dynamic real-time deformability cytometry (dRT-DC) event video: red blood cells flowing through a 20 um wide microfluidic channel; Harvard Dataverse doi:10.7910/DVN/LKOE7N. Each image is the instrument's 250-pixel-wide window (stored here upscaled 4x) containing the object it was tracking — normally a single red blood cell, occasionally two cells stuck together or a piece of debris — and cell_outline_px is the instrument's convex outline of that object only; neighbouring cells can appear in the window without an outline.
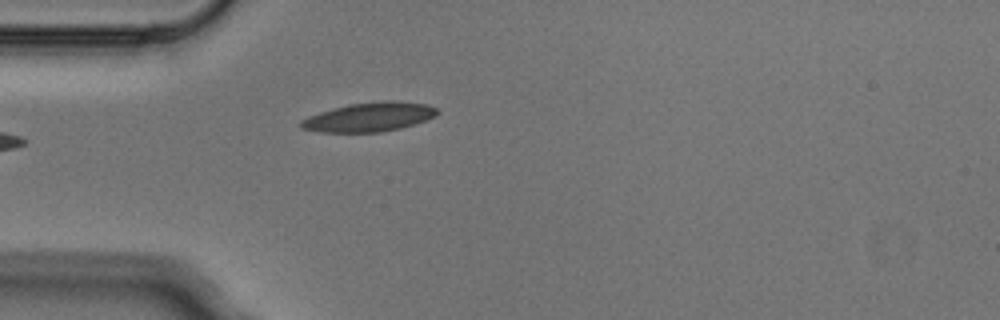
{"species": "Egyptian fruit bat (a non-hibernating species)", "species_latin": "Rousettus aegyptiacus", "temperature_condition": "cold", "stored_images_in_passage": 4, "camera_frame_rate_fps": 3000, "um_per_image_px": 0.085, "animal": {"sex": "male"}, "frame": {"image": 1, "passage_image": 4, "time_ms": 1.0, "image_size_px": [1000, 320], "cell_outline_px": [[440, 112], [436, 116], [400, 128], [380, 132], [320, 132], [300, 128], [300, 120], [308, 116], [320, 112], [348, 104], [384, 100], [396, 100], [428, 104], [436, 108]], "centroid_in_image_um": [31.39, 9.93], "position_along_channel_um": 53.6, "area_um2": 23.18}}